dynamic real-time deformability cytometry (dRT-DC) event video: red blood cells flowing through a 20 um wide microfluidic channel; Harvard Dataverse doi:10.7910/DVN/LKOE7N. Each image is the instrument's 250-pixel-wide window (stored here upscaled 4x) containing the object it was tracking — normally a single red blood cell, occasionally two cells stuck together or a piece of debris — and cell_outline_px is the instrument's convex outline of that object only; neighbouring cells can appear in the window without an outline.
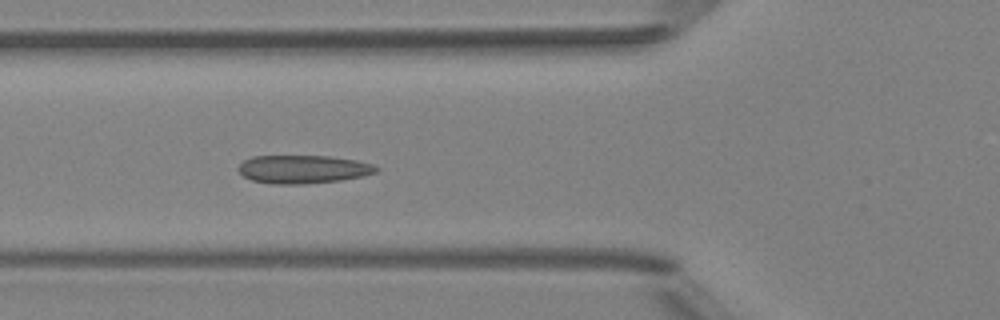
{"species": "Egyptian fruit bat (a non-hibernating species)", "species_latin": "Rousettus aegyptiacus", "temperature_condition": "room temperature", "stored_images_in_passage": 5, "camera_frame_rate_fps": 3000, "um_per_image_px": 0.085, "animal": {"sex": "female"}, "frame": {"image": 1, "passage_image": 5, "time_ms": 4.333, "image_size_px": [1000, 320], "cell_outline_px": [[380, 168], [376, 172], [360, 176], [340, 180], [304, 184], [272, 184], [252, 180], [244, 176], [236, 168], [244, 160], [252, 156], [328, 156], [356, 160], [372, 164]], "centroid_in_image_um": [25.73, 14.38], "position_along_channel_um": 100.1, "area_um2": 22.6}}